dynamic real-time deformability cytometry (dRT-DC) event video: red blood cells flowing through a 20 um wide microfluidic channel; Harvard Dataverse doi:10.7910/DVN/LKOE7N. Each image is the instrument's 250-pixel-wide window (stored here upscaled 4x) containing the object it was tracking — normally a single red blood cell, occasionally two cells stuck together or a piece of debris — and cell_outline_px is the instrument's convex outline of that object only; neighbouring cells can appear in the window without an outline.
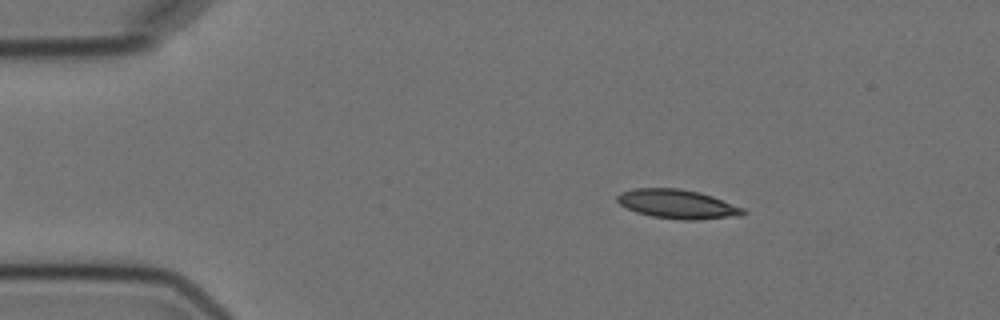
{"species": "Egyptian fruit bat (a non-hibernating species)", "species_latin": "Rousettus aegyptiacus", "temperature_condition": "cold", "stored_images_in_passage": 4, "camera_frame_rate_fps": 3000, "um_per_image_px": 0.085, "animal": {"sex": "female"}, "frame": {"image": 1, "passage_image": 2, "time_ms": 1.333, "image_size_px": [1000, 320], "cell_outline_px": [[748, 212], [744, 216], [700, 220], [684, 220], [652, 216], [636, 212], [620, 204], [616, 200], [616, 196], [620, 192], [632, 188], [680, 188], [712, 196], [744, 208]], "centroid_in_image_um": [57.62, 17.35], "position_along_channel_um": 27.4, "area_um2": 21.5}}
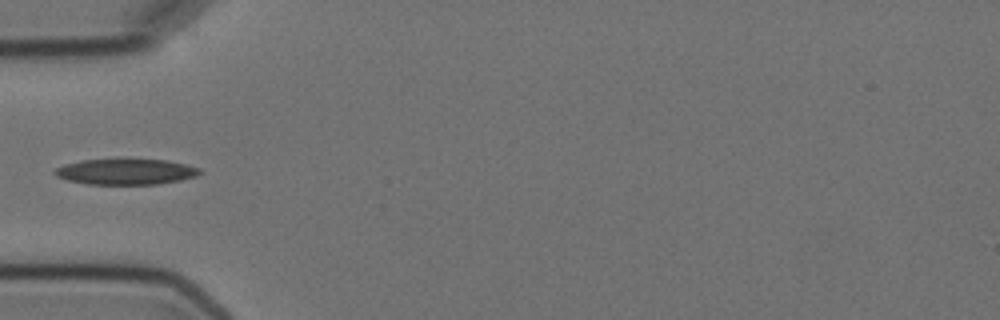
{"frame": {"image": 2, "passage_image": 4, "time_ms": 4.333, "image_size_px": [1000, 320], "cell_outline_px": [[204, 172], [196, 176], [180, 180], [160, 184], [88, 184], [68, 180], [56, 176], [52, 172], [56, 168], [64, 164], [80, 160], [120, 156], [168, 160], [200, 168]], "centroid_in_image_um": [10.69, 14.54], "position_along_channel_um": 74.3, "area_um2": 22.89}}